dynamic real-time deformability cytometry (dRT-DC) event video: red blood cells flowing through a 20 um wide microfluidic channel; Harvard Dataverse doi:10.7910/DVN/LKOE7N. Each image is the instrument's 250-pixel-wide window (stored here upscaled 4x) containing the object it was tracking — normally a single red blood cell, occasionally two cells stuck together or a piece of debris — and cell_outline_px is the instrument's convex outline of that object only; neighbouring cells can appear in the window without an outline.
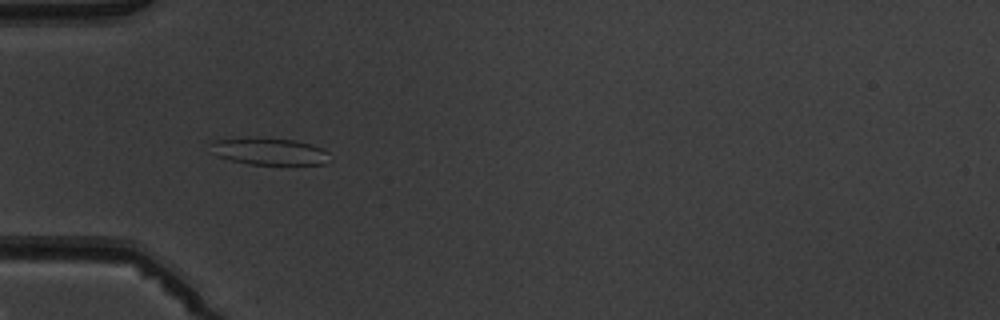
{"species": "common noctule bat (a hibernating species)", "species_latin": "Nyctalus noctula", "temperature_condition": "warm", "stored_images_in_passage": 4, "camera_frame_rate_fps": 3000, "um_per_image_px": 0.085, "animal": {"sex": "male", "body_mass_g": 19.5, "forearm_length_mm": 54.6}, "frame": {"image": 1, "passage_image": 3, "time_ms": 2.333, "image_size_px": [1000, 320], "cell_outline_px": [[332, 160], [324, 164], [248, 164], [216, 156], [212, 144], [216, 140], [296, 140], [312, 144], [324, 148], [328, 152]], "centroid_in_image_um": [23.06, 12.92], "position_along_channel_um": 61.9, "area_um2": 17.8}}
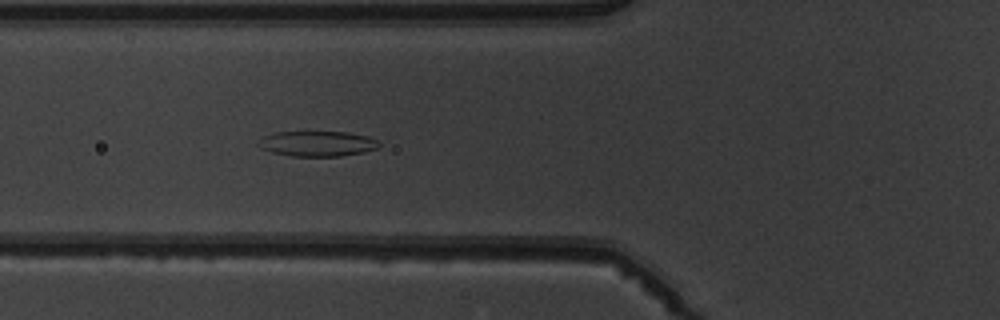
{"frame": {"image": 2, "passage_image": 4, "time_ms": 3.333, "image_size_px": [1000, 320], "cell_outline_px": [[380, 144], [376, 148], [364, 152], [340, 156], [292, 156], [272, 152], [260, 148], [256, 144], [264, 136], [276, 132], [348, 132], [368, 136], [376, 140]], "centroid_in_image_um": [26.96, 12.21], "position_along_channel_um": 98.8, "area_um2": 17.69}}